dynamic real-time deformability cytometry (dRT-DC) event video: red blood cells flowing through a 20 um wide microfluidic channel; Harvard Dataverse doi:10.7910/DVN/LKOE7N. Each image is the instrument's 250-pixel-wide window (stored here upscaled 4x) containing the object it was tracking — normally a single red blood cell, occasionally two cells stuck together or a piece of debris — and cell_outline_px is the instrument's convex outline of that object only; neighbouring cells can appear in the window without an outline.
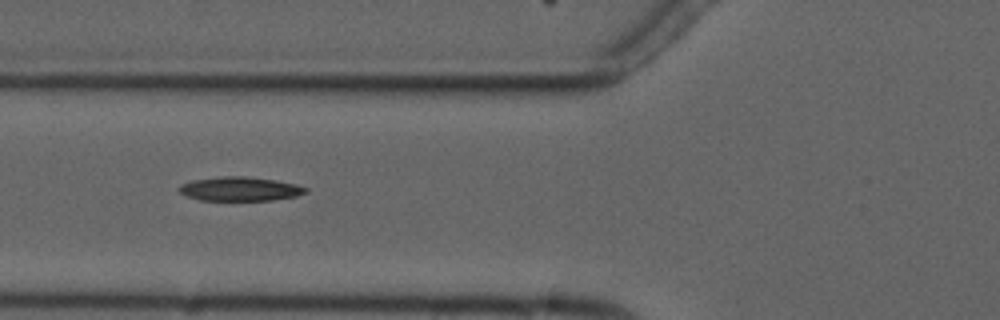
{"species": "common noctule bat (a hibernating species)", "species_latin": "Nyctalus noctula", "temperature_condition": "cold", "stored_images_in_passage": 6, "camera_frame_rate_fps": 3000, "um_per_image_px": 0.085, "animal": {"sex": "male", "forearm_length_mm": 52.5}, "frame": {"image": 1, "passage_image": 6, "time_ms": 6.333, "image_size_px": [1000, 320], "cell_outline_px": [[308, 192], [296, 196], [272, 200], [200, 200], [188, 196], [180, 192], [180, 184], [192, 180], [220, 176], [244, 176], [276, 180], [296, 184], [308, 188]], "centroid_in_image_um": [20.42, 16.05], "position_along_channel_um": 105.4, "area_um2": 17.69}}